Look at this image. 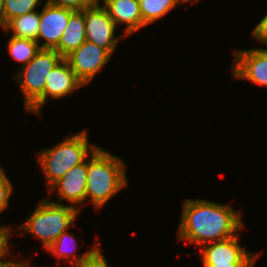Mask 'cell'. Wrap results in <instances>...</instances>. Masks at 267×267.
<instances>
[{
  "instance_id": "e0dca14e",
  "label": "cell",
  "mask_w": 267,
  "mask_h": 267,
  "mask_svg": "<svg viewBox=\"0 0 267 267\" xmlns=\"http://www.w3.org/2000/svg\"><path fill=\"white\" fill-rule=\"evenodd\" d=\"M184 3L181 0H139L140 13L145 26L161 20Z\"/></svg>"
},
{
  "instance_id": "6da1fadb",
  "label": "cell",
  "mask_w": 267,
  "mask_h": 267,
  "mask_svg": "<svg viewBox=\"0 0 267 267\" xmlns=\"http://www.w3.org/2000/svg\"><path fill=\"white\" fill-rule=\"evenodd\" d=\"M242 213L230 204L207 199L185 198L177 231V241L202 247L216 241L231 238L246 225Z\"/></svg>"
},
{
  "instance_id": "f1b7e54d",
  "label": "cell",
  "mask_w": 267,
  "mask_h": 267,
  "mask_svg": "<svg viewBox=\"0 0 267 267\" xmlns=\"http://www.w3.org/2000/svg\"><path fill=\"white\" fill-rule=\"evenodd\" d=\"M101 1H111V0H97V4H100Z\"/></svg>"
},
{
  "instance_id": "cb8c5ba5",
  "label": "cell",
  "mask_w": 267,
  "mask_h": 267,
  "mask_svg": "<svg viewBox=\"0 0 267 267\" xmlns=\"http://www.w3.org/2000/svg\"><path fill=\"white\" fill-rule=\"evenodd\" d=\"M251 36L259 44L267 45V14L255 25V28L252 29Z\"/></svg>"
},
{
  "instance_id": "30bf717a",
  "label": "cell",
  "mask_w": 267,
  "mask_h": 267,
  "mask_svg": "<svg viewBox=\"0 0 267 267\" xmlns=\"http://www.w3.org/2000/svg\"><path fill=\"white\" fill-rule=\"evenodd\" d=\"M230 68L234 79L247 80L254 85L267 87V47L234 49Z\"/></svg>"
},
{
  "instance_id": "8fae6325",
  "label": "cell",
  "mask_w": 267,
  "mask_h": 267,
  "mask_svg": "<svg viewBox=\"0 0 267 267\" xmlns=\"http://www.w3.org/2000/svg\"><path fill=\"white\" fill-rule=\"evenodd\" d=\"M87 167L88 158L83 163L70 169L48 190L50 195L56 194L59 198L56 201L50 200L62 205H65L63 202L66 201V205L72 206L81 212L80 206L88 204L86 203Z\"/></svg>"
},
{
  "instance_id": "7402d4cb",
  "label": "cell",
  "mask_w": 267,
  "mask_h": 267,
  "mask_svg": "<svg viewBox=\"0 0 267 267\" xmlns=\"http://www.w3.org/2000/svg\"><path fill=\"white\" fill-rule=\"evenodd\" d=\"M46 2L73 11H83L85 8L97 4V0H46Z\"/></svg>"
},
{
  "instance_id": "9c48e42d",
  "label": "cell",
  "mask_w": 267,
  "mask_h": 267,
  "mask_svg": "<svg viewBox=\"0 0 267 267\" xmlns=\"http://www.w3.org/2000/svg\"><path fill=\"white\" fill-rule=\"evenodd\" d=\"M112 55L95 43L85 41L65 57L76 77L88 86L111 60Z\"/></svg>"
},
{
  "instance_id": "7a4b0ae2",
  "label": "cell",
  "mask_w": 267,
  "mask_h": 267,
  "mask_svg": "<svg viewBox=\"0 0 267 267\" xmlns=\"http://www.w3.org/2000/svg\"><path fill=\"white\" fill-rule=\"evenodd\" d=\"M126 163L98 146L88 157L86 202L94 210L101 208L128 186Z\"/></svg>"
},
{
  "instance_id": "603a6c76",
  "label": "cell",
  "mask_w": 267,
  "mask_h": 267,
  "mask_svg": "<svg viewBox=\"0 0 267 267\" xmlns=\"http://www.w3.org/2000/svg\"><path fill=\"white\" fill-rule=\"evenodd\" d=\"M10 247H11V244L8 243V249L0 255V267H32L30 265L32 263H31L30 259H28V257H27V259L25 258L24 260L15 261L17 258L14 257V255L16 256V254L12 253V250L10 249ZM7 256L9 258H7ZM4 258H6V259H4Z\"/></svg>"
},
{
  "instance_id": "d4e9b609",
  "label": "cell",
  "mask_w": 267,
  "mask_h": 267,
  "mask_svg": "<svg viewBox=\"0 0 267 267\" xmlns=\"http://www.w3.org/2000/svg\"><path fill=\"white\" fill-rule=\"evenodd\" d=\"M12 225H1L0 224V255L4 253L8 249V243L11 241V237L13 234Z\"/></svg>"
},
{
  "instance_id": "44dd1931",
  "label": "cell",
  "mask_w": 267,
  "mask_h": 267,
  "mask_svg": "<svg viewBox=\"0 0 267 267\" xmlns=\"http://www.w3.org/2000/svg\"><path fill=\"white\" fill-rule=\"evenodd\" d=\"M108 262L101 247L97 246L87 257L73 267H111L112 264Z\"/></svg>"
},
{
  "instance_id": "4fadbf2b",
  "label": "cell",
  "mask_w": 267,
  "mask_h": 267,
  "mask_svg": "<svg viewBox=\"0 0 267 267\" xmlns=\"http://www.w3.org/2000/svg\"><path fill=\"white\" fill-rule=\"evenodd\" d=\"M103 3V4H102ZM117 27L124 26L123 34L128 37L146 26L140 13L139 0H111L101 4Z\"/></svg>"
},
{
  "instance_id": "3957f363",
  "label": "cell",
  "mask_w": 267,
  "mask_h": 267,
  "mask_svg": "<svg viewBox=\"0 0 267 267\" xmlns=\"http://www.w3.org/2000/svg\"><path fill=\"white\" fill-rule=\"evenodd\" d=\"M87 130L78 131L60 140L51 148L35 153L49 190L74 166L83 163L99 146L89 142Z\"/></svg>"
},
{
  "instance_id": "ac0fdd59",
  "label": "cell",
  "mask_w": 267,
  "mask_h": 267,
  "mask_svg": "<svg viewBox=\"0 0 267 267\" xmlns=\"http://www.w3.org/2000/svg\"><path fill=\"white\" fill-rule=\"evenodd\" d=\"M7 41L9 56L14 61L22 63L20 67L30 62L41 49L37 41L30 39L17 38L11 35Z\"/></svg>"
},
{
  "instance_id": "5b68a950",
  "label": "cell",
  "mask_w": 267,
  "mask_h": 267,
  "mask_svg": "<svg viewBox=\"0 0 267 267\" xmlns=\"http://www.w3.org/2000/svg\"><path fill=\"white\" fill-rule=\"evenodd\" d=\"M62 59L55 49H40L30 62L16 69L13 77L24 98L25 111L44 93L49 72Z\"/></svg>"
},
{
  "instance_id": "ba28073f",
  "label": "cell",
  "mask_w": 267,
  "mask_h": 267,
  "mask_svg": "<svg viewBox=\"0 0 267 267\" xmlns=\"http://www.w3.org/2000/svg\"><path fill=\"white\" fill-rule=\"evenodd\" d=\"M117 26L109 17L107 10L101 5L85 8L86 40L107 50L112 56L120 40L126 37L123 33L116 36Z\"/></svg>"
},
{
  "instance_id": "484cf974",
  "label": "cell",
  "mask_w": 267,
  "mask_h": 267,
  "mask_svg": "<svg viewBox=\"0 0 267 267\" xmlns=\"http://www.w3.org/2000/svg\"><path fill=\"white\" fill-rule=\"evenodd\" d=\"M202 267H255V266H215V265H202Z\"/></svg>"
},
{
  "instance_id": "5bb4252c",
  "label": "cell",
  "mask_w": 267,
  "mask_h": 267,
  "mask_svg": "<svg viewBox=\"0 0 267 267\" xmlns=\"http://www.w3.org/2000/svg\"><path fill=\"white\" fill-rule=\"evenodd\" d=\"M79 241L73 233L66 230L62 232L55 242L46 249L49 254H53L56 257L58 265L60 262L64 261L67 264L69 263L71 267L79 263L83 258L87 257L98 245V243H93L91 249L85 251L82 254L76 253L78 248ZM60 259L62 261H60Z\"/></svg>"
},
{
  "instance_id": "8992f818",
  "label": "cell",
  "mask_w": 267,
  "mask_h": 267,
  "mask_svg": "<svg viewBox=\"0 0 267 267\" xmlns=\"http://www.w3.org/2000/svg\"><path fill=\"white\" fill-rule=\"evenodd\" d=\"M238 234L213 243L206 244L200 248L199 258L202 265L215 266H255L261 252H249L246 246H242Z\"/></svg>"
},
{
  "instance_id": "277c9868",
  "label": "cell",
  "mask_w": 267,
  "mask_h": 267,
  "mask_svg": "<svg viewBox=\"0 0 267 267\" xmlns=\"http://www.w3.org/2000/svg\"><path fill=\"white\" fill-rule=\"evenodd\" d=\"M80 213L72 206L53 202L48 197L41 198L34 211L16 230L34 235L46 251L62 232L74 225Z\"/></svg>"
},
{
  "instance_id": "ffe728a7",
  "label": "cell",
  "mask_w": 267,
  "mask_h": 267,
  "mask_svg": "<svg viewBox=\"0 0 267 267\" xmlns=\"http://www.w3.org/2000/svg\"><path fill=\"white\" fill-rule=\"evenodd\" d=\"M8 174L5 169L0 167V214L9 207V201L11 200V195H13L14 185L12 181L8 178Z\"/></svg>"
},
{
  "instance_id": "2e32d148",
  "label": "cell",
  "mask_w": 267,
  "mask_h": 267,
  "mask_svg": "<svg viewBox=\"0 0 267 267\" xmlns=\"http://www.w3.org/2000/svg\"><path fill=\"white\" fill-rule=\"evenodd\" d=\"M39 25L40 11L34 10L11 19L2 29L7 33L12 31L14 37L37 41Z\"/></svg>"
},
{
  "instance_id": "83f0119b",
  "label": "cell",
  "mask_w": 267,
  "mask_h": 267,
  "mask_svg": "<svg viewBox=\"0 0 267 267\" xmlns=\"http://www.w3.org/2000/svg\"><path fill=\"white\" fill-rule=\"evenodd\" d=\"M184 4H188V2H190V3H196V2H198V1H200V0H181Z\"/></svg>"
},
{
  "instance_id": "d6986e66",
  "label": "cell",
  "mask_w": 267,
  "mask_h": 267,
  "mask_svg": "<svg viewBox=\"0 0 267 267\" xmlns=\"http://www.w3.org/2000/svg\"><path fill=\"white\" fill-rule=\"evenodd\" d=\"M41 0H4L1 12V28H3L11 19L24 15L28 12L37 10L44 4Z\"/></svg>"
},
{
  "instance_id": "7c38bea8",
  "label": "cell",
  "mask_w": 267,
  "mask_h": 267,
  "mask_svg": "<svg viewBox=\"0 0 267 267\" xmlns=\"http://www.w3.org/2000/svg\"><path fill=\"white\" fill-rule=\"evenodd\" d=\"M41 8L37 42L41 49H55L59 45L70 16L75 11L52 5L46 1Z\"/></svg>"
},
{
  "instance_id": "4316f807",
  "label": "cell",
  "mask_w": 267,
  "mask_h": 267,
  "mask_svg": "<svg viewBox=\"0 0 267 267\" xmlns=\"http://www.w3.org/2000/svg\"><path fill=\"white\" fill-rule=\"evenodd\" d=\"M3 5H4V0H0V28H1V12L3 9Z\"/></svg>"
},
{
  "instance_id": "9a60e30c",
  "label": "cell",
  "mask_w": 267,
  "mask_h": 267,
  "mask_svg": "<svg viewBox=\"0 0 267 267\" xmlns=\"http://www.w3.org/2000/svg\"><path fill=\"white\" fill-rule=\"evenodd\" d=\"M86 41L85 35V9L75 11L69 18L55 50L65 58Z\"/></svg>"
},
{
  "instance_id": "52a82bcc",
  "label": "cell",
  "mask_w": 267,
  "mask_h": 267,
  "mask_svg": "<svg viewBox=\"0 0 267 267\" xmlns=\"http://www.w3.org/2000/svg\"><path fill=\"white\" fill-rule=\"evenodd\" d=\"M85 87L84 84L76 77L71 69L68 61L63 58L52 70L46 78L44 93L25 111L41 116L43 106L51 100H59L66 96H70L80 88Z\"/></svg>"
}]
</instances>
